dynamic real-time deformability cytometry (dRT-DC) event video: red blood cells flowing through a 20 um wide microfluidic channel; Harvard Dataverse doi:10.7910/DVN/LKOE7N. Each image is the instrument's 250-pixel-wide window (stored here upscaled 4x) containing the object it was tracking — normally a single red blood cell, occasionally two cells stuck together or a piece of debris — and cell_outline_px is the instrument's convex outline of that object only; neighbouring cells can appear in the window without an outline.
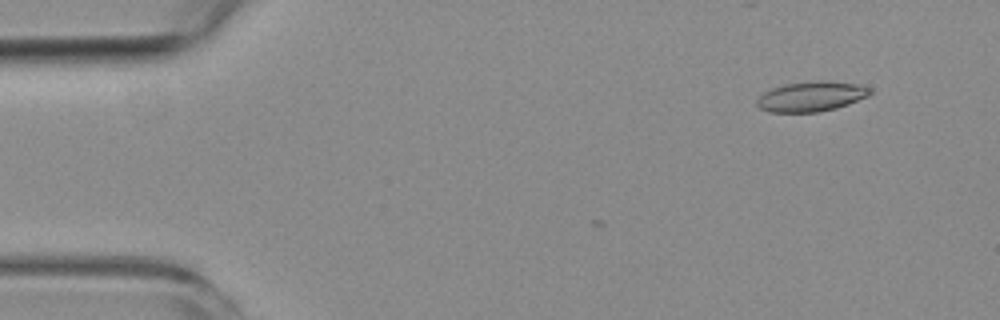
{"species": "common noctule bat (a hibernating species)", "species_latin": "Nyctalus noctula", "temperature_condition": "room temperature", "stored_images_in_passage": 3, "camera_frame_rate_fps": 3000, "um_per_image_px": 0.085, "animal": {"sex": "female", "body_mass_g": 19.3, "forearm_length_mm": 54.1}, "frame": {"image": 1, "passage_image": 3, "time_ms": 3.0, "image_size_px": [1000, 320], "cell_outline_px": [[872, 92], [868, 96], [848, 104], [836, 108], [816, 112], [768, 112], [760, 108], [756, 104], [756, 100], [764, 92], [772, 88], [784, 84], [856, 84], [872, 88]], "centroid_in_image_um": [68.9, 8.26], "position_along_channel_um": 16.1, "area_um2": 18.67}}